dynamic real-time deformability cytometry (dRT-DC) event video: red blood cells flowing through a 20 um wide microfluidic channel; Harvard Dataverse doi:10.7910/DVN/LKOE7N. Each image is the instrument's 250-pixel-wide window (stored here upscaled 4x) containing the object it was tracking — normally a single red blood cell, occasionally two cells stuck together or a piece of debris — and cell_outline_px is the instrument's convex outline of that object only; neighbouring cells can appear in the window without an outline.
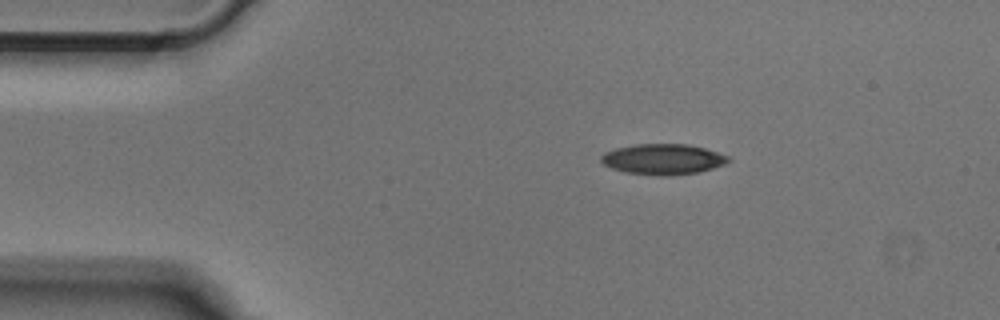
{"species": "Egyptian fruit bat (a non-hibernating species)", "species_latin": "Rousettus aegyptiacus", "temperature_condition": "cold", "stored_images_in_passage": 44, "camera_frame_rate_fps": 3000, "um_per_image_px": 0.085, "animal": {"sex": "male"}, "frame": {"image": 1, "passage_image": 2, "time_ms": 0.333, "image_size_px": [1000, 320], "cell_outline_px": [[732, 160], [724, 164], [700, 172], [672, 176], [660, 176], [624, 172], [612, 168], [604, 164], [600, 160], [600, 156], [604, 152], [616, 148], [636, 144], [688, 144], [704, 148], [728, 156]], "centroid_in_image_um": [56.34, 13.54], "position_along_channel_um": 28.7, "area_um2": 22.77}}
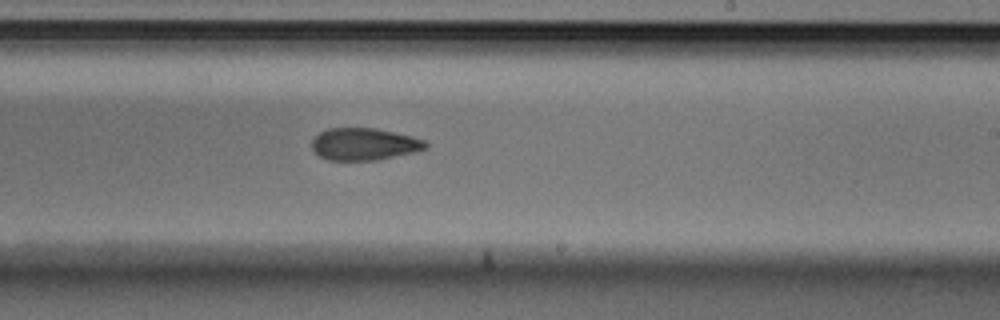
{"frame": {"image": 2, "passage_image": 23, "time_ms": 7.333, "image_size_px": [1000, 320], "cell_outline_px": [[428, 148], [412, 152], [376, 160], [328, 160], [320, 156], [312, 148], [312, 140], [320, 132], [328, 128], [376, 128], [412, 136], [424, 140], [428, 144]], "centroid_in_image_um": [30.95, 12.24], "position_along_channel_um": 258.0, "area_um2": 21.15}}
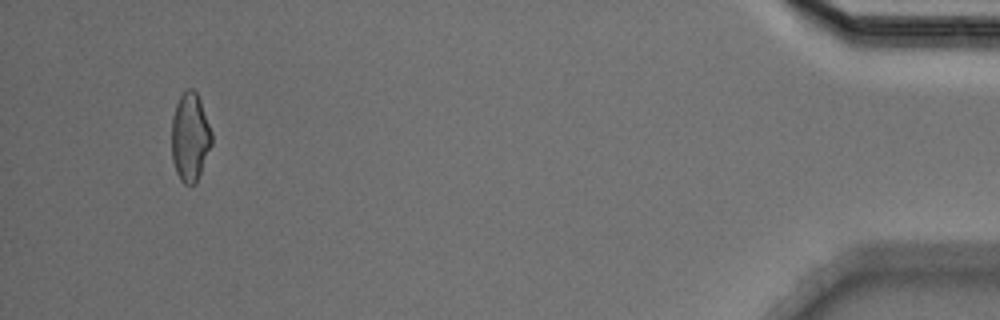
{"frame": {"image": 3, "passage_image": 41, "time_ms": 13.333, "image_size_px": [1000, 320], "cell_outline_px": [[212, 144], [200, 176], [196, 184], [184, 184], [180, 180], [176, 172], [172, 160], [172, 116], [176, 104], [180, 96], [188, 88], [192, 88], [196, 92], [200, 100], [212, 132]], "centroid_in_image_um": [16.16, 11.68], "position_along_channel_um": 419.0, "area_um2": 20.81}}